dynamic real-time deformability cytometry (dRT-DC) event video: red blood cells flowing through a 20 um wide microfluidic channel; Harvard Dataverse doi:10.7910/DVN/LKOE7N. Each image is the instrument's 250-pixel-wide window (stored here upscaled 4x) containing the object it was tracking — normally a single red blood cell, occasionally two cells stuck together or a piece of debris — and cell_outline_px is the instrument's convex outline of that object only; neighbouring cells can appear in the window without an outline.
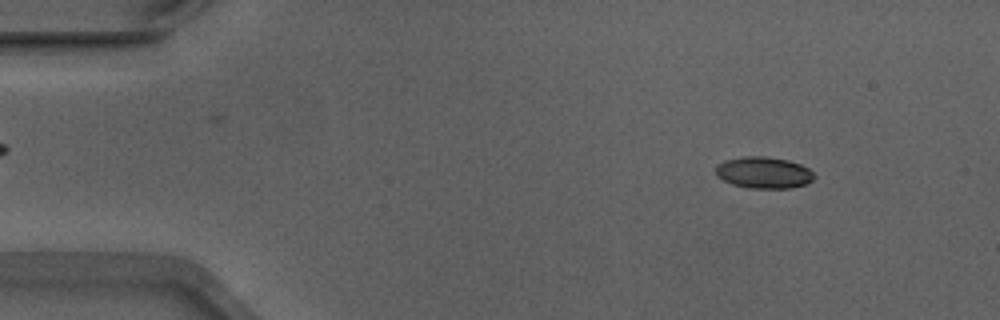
{"species": "Egyptian fruit bat (a non-hibernating species)", "species_latin": "Rousettus aegyptiacus", "temperature_condition": "warm", "stored_images_in_passage": 52, "camera_frame_rate_fps": 3000, "um_per_image_px": 0.085, "animal": {"sex": "male"}, "frame": {"image": 1, "passage_image": 6, "time_ms": 1.667, "image_size_px": [1000, 320], "cell_outline_px": [[816, 176], [812, 180], [804, 184], [792, 188], [748, 188], [732, 184], [716, 176], [716, 164], [724, 160], [744, 156], [764, 156], [788, 160], [800, 164], [808, 168]], "centroid_in_image_um": [64.89, 14.67], "position_along_channel_um": 20.1, "area_um2": 18.15}}
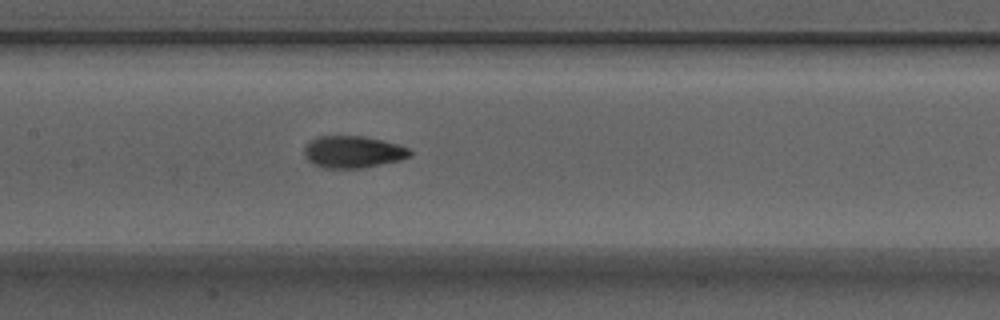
{"frame": {"image": 2, "passage_image": 25, "time_ms": 8.0, "image_size_px": [1000, 320], "cell_outline_px": [[412, 156], [400, 160], [360, 168], [324, 168], [312, 164], [304, 156], [304, 148], [316, 136], [364, 136], [400, 144], [408, 148], [412, 152]], "centroid_in_image_um": [30.01, 12.91], "position_along_channel_um": 177.4, "area_um2": 19.77}}
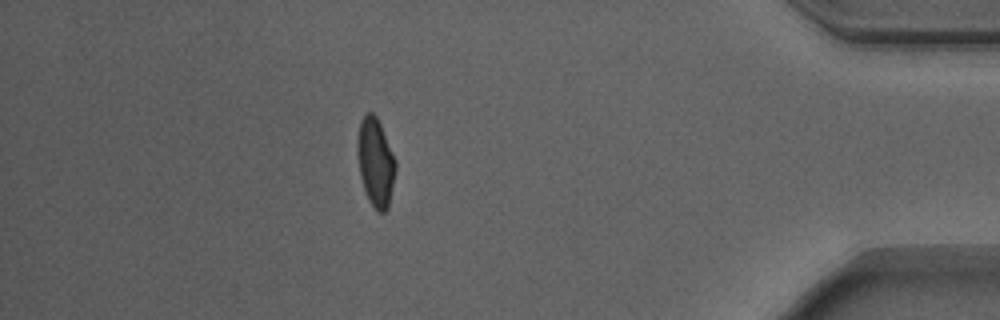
{"frame": {"image": 3, "passage_image": 46, "time_ms": 15.0, "image_size_px": [1000, 320], "cell_outline_px": [[396, 168], [388, 208], [384, 212], [376, 212], [368, 200], [360, 176], [356, 148], [356, 140], [360, 120], [364, 112], [372, 112], [376, 116], [380, 124], [396, 160]], "centroid_in_image_um": [31.9, 13.77], "position_along_channel_um": 403.3, "area_um2": 19.88}, "authors_computed_cell_mechanics": {"area_um2": 18.9873, "velocity_mm_per_s": 3.8903, "shape_relaxation_time_tau1_ms": 3.3379, "shape_relaxation_time_tau2_ms": 1.2713, "deformation_change_tau1": 0.1399, "deformation_change_tau2": 0.0626}}